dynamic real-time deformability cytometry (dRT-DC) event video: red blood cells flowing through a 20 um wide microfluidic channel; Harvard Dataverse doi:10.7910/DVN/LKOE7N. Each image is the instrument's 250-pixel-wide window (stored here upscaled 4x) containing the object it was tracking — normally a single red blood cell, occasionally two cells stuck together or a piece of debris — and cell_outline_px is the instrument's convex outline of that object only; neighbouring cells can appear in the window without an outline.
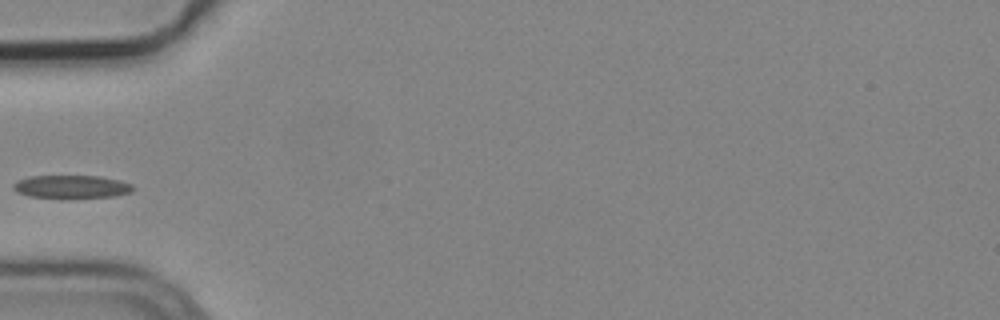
{"species": "common noctule bat (a hibernating species)", "species_latin": "Nyctalus noctula", "temperature_condition": "cold", "stored_images_in_passage": 4, "camera_frame_rate_fps": 3000, "um_per_image_px": 0.085, "animal": {"sex": "male", "body_mass_g": 19.2, "forearm_length_mm": 51.8}, "frame": {"image": 1, "passage_image": 4, "time_ms": 1.0, "image_size_px": [1000, 320], "cell_outline_px": [[136, 188], [132, 192], [112, 196], [68, 200], [28, 196], [16, 192], [12, 188], [12, 184], [16, 180], [28, 176], [100, 176], [120, 180], [132, 184]], "centroid_in_image_um": [6.05, 15.9], "position_along_channel_um": 78.9, "area_um2": 16.88}}